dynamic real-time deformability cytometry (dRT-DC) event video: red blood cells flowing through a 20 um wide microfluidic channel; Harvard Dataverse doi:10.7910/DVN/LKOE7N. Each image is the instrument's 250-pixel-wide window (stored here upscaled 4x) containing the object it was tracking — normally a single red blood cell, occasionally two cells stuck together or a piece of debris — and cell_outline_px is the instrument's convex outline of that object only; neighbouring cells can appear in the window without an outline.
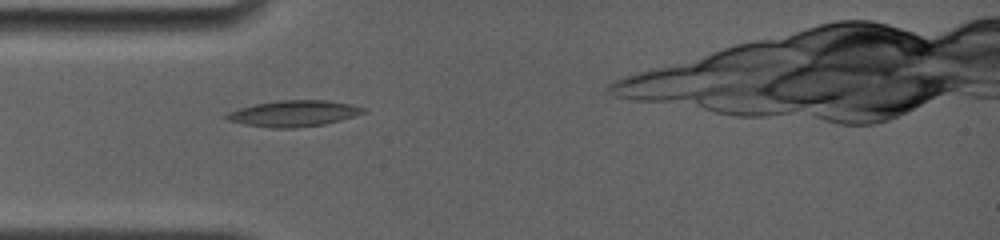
{"species": "common noctule bat (a hibernating species)", "species_latin": "Nyctalus noctula", "temperature_condition": "room temperature", "stored_images_in_passage": 5, "segment_of_instrument_passage": [1, 2], "camera_frame_rate_fps": 4000, "um_per_image_px": 0.085, "animal": {"sex": "female", "body_mass_g": 19.0, "forearm_length_mm": 56.7}, "frame": {"image": 1, "passage_image": 2, "time_ms": 1.0, "image_size_px": [1000, 240], "cell_outline_px": [[368, 112], [340, 120], [324, 124], [296, 128], [272, 128], [244, 124], [228, 120], [224, 116], [228, 112], [252, 104], [280, 100], [328, 100], [352, 104], [364, 108]], "centroid_in_image_um": [24.98, 9.64], "position_along_channel_um": 60.0, "area_um2": 20.87}}
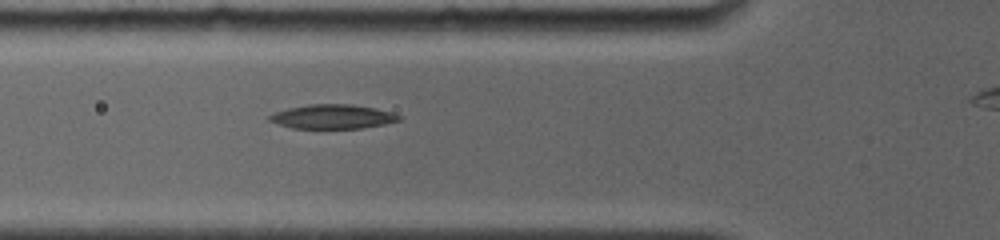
{"frame": {"image": 2, "passage_image": 3, "time_ms": 2.0, "image_size_px": [1000, 240], "cell_outline_px": [[400, 120], [384, 124], [364, 128], [292, 128], [268, 120], [268, 116], [276, 112], [288, 108], [308, 104], [352, 104], [376, 108], [400, 116]], "centroid_in_image_um": [28.26, 9.91], "position_along_channel_um": 97.5, "area_um2": 18.09}}
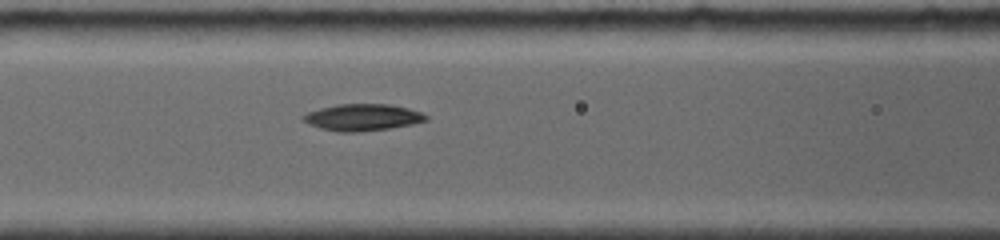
{"frame": {"image": 3, "passage_image": 4, "time_ms": 3.0, "image_size_px": [1000, 240], "cell_outline_px": [[428, 120], [412, 124], [388, 128], [356, 132], [340, 132], [320, 128], [308, 124], [300, 116], [308, 112], [320, 108], [336, 104], [388, 104], [408, 108], [420, 112], [428, 116]], "centroid_in_image_um": [30.79, 9.97], "position_along_channel_um": 135.8, "area_um2": 19.02}}